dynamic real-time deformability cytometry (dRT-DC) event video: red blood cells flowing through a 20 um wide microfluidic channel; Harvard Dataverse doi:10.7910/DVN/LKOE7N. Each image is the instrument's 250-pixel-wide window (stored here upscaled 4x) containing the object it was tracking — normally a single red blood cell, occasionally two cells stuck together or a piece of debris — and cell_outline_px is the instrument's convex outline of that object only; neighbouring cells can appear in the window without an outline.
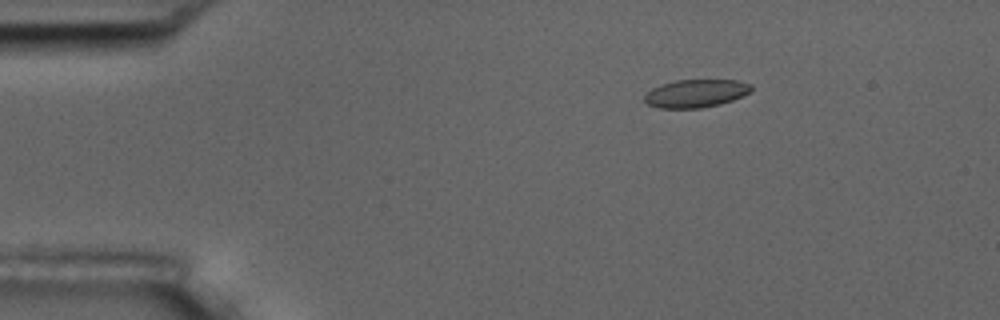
{"species": "common noctule bat (a hibernating species)", "species_latin": "Nyctalus noctula", "temperature_condition": "room temperature", "stored_images_in_passage": 49, "camera_frame_rate_fps": 3000, "um_per_image_px": 0.085, "animal": {"sex": "male", "body_mass_g": 17.5, "forearm_length_mm": 52.3}, "frame": {"image": 1, "passage_image": 1, "time_ms": 0.0, "image_size_px": [1000, 320], "cell_outline_px": [[752, 92], [732, 100], [720, 104], [700, 108], [660, 108], [648, 104], [644, 100], [644, 96], [652, 88], [660, 84], [676, 80], [740, 80], [752, 84]], "centroid_in_image_um": [59.17, 7.93], "position_along_channel_um": 25.8, "area_um2": 17.51}}
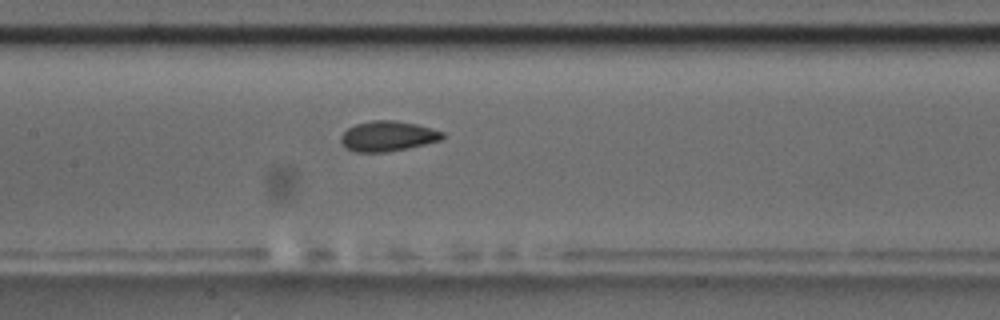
{"frame": {"image": 2, "passage_image": 19, "time_ms": 6.0, "image_size_px": [1000, 320], "cell_outline_px": [[444, 136], [440, 140], [408, 148], [384, 152], [356, 152], [344, 148], [340, 140], [340, 136], [348, 128], [356, 124], [372, 120], [396, 120], [416, 124], [432, 128], [444, 132]], "centroid_in_image_um": [32.93, 11.57], "position_along_channel_um": 174.5, "area_um2": 17.92}}
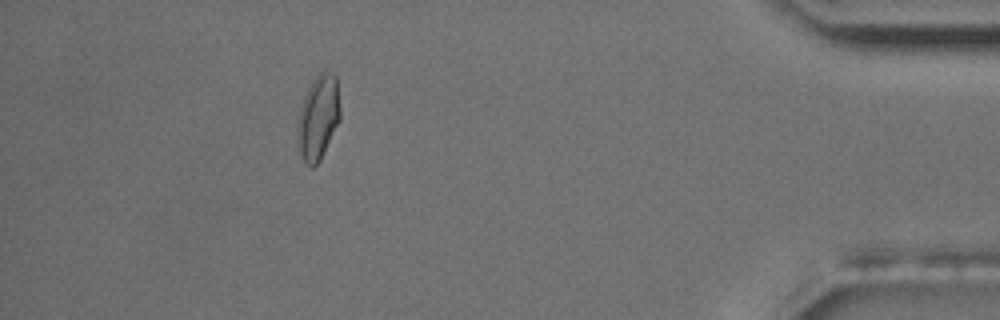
{"frame": {"image": 3, "passage_image": 43, "time_ms": 14.0, "image_size_px": [1000, 320], "cell_outline_px": [[340, 120], [320, 160], [312, 168], [304, 160], [300, 152], [296, 128], [300, 108], [304, 96], [312, 80], [324, 68], [336, 76], [340, 108]], "centroid_in_image_um": [27.05, 9.94], "position_along_channel_um": 408.1, "area_um2": 20.98}, "authors_computed_cell_mechanics": {"area_um2": 18.0914, "velocity_mm_per_s": 3.5754, "shape_relaxation_time_tau1_ms": 4.8881, "shape_relaxation_time_tau2_ms": 1.0513, "deformation_change_tau1": 0.1313, "deformation_change_tau2": 0.0551}}